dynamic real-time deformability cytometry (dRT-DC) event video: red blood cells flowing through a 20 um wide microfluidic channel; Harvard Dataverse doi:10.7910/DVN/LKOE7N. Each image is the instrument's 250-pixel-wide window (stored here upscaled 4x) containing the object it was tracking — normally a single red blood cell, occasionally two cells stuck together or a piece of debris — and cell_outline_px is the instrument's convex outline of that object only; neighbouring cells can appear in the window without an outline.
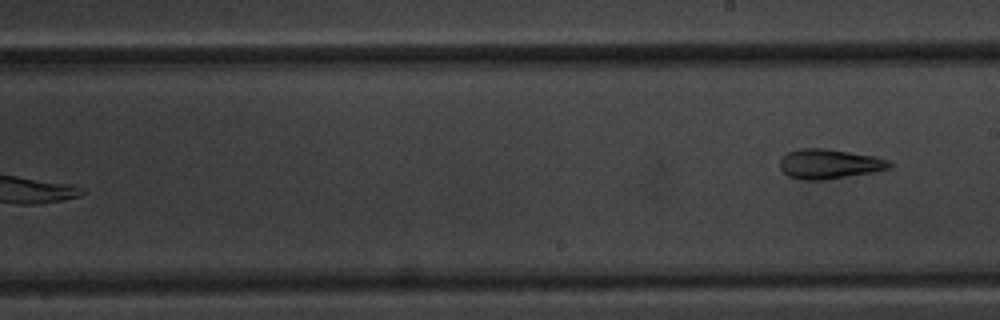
{"species": "common noctule bat (a hibernating species)", "species_latin": "Nyctalus noctula", "temperature_condition": "warm", "stored_images_in_passage": 10, "segment_of_instrument_passage": [2, 2], "camera_frame_rate_fps": 3000, "um_per_image_px": 0.085, "animal": {"sex": "male", "body_mass_g": 20.1, "forearm_length_mm": 53.5}, "frame": {"image": 1, "passage_image": 10, "time_ms": 11.667, "image_size_px": [1000, 320], "cell_outline_px": [[892, 168], [872, 172], [824, 180], [800, 180], [788, 176], [780, 168], [780, 160], [788, 152], [800, 148], [828, 148], [872, 156], [888, 160], [892, 164]], "centroid_in_image_um": [70.47, 13.94], "position_along_channel_um": 218.5, "area_um2": 18.96}}